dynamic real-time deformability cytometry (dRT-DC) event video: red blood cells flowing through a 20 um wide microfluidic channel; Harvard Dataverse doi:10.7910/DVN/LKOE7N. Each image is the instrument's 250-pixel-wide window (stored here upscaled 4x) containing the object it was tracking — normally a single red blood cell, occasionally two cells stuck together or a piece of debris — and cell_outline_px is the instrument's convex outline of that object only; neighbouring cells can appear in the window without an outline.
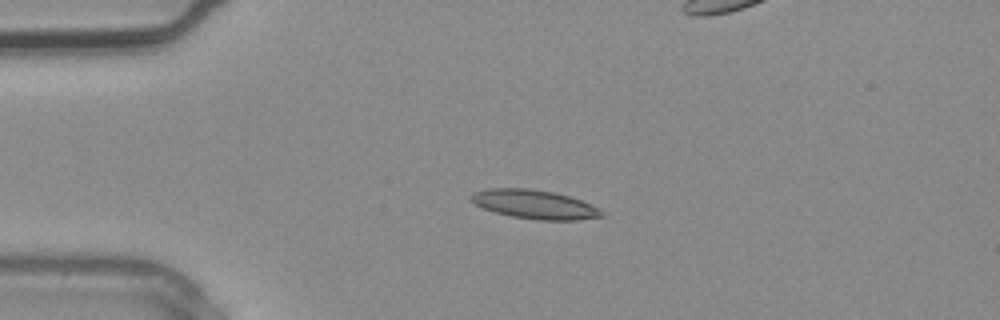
{"species": "common noctule bat (a hibernating species)", "species_latin": "Nyctalus noctula", "temperature_condition": "warm", "stored_images_in_passage": 6, "camera_frame_rate_fps": 3000, "um_per_image_px": 0.085, "animal": {"sex": "male", "body_mass_g": 20.4}, "frame": {"image": 1, "passage_image": 3, "time_ms": 0.667, "image_size_px": [1000, 320], "cell_outline_px": [[604, 216], [576, 220], [540, 220], [512, 216], [496, 212], [484, 208], [476, 204], [472, 200], [472, 196], [476, 192], [488, 188], [528, 188], [552, 192], [568, 196], [580, 200], [604, 212]], "centroid_in_image_um": [45.45, 17.37], "position_along_channel_um": 39.5, "area_um2": 21.44}}
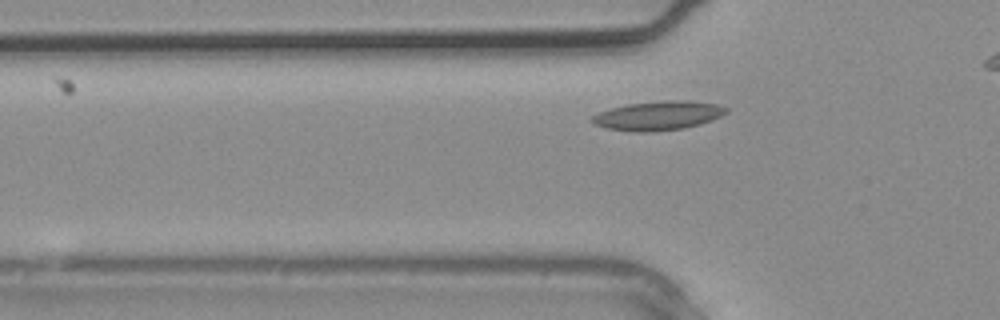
{"frame": {"image": 2, "passage_image": 5, "time_ms": 1.333, "image_size_px": [1000, 320], "cell_outline_px": [[728, 112], [712, 120], [700, 124], [684, 128], [652, 132], [632, 132], [608, 128], [596, 124], [588, 120], [592, 116], [600, 112], [612, 108], [628, 104], [668, 100], [684, 100], [716, 104], [728, 108]], "centroid_in_image_um": [55.95, 9.84], "position_along_channel_um": 69.8, "area_um2": 22.6}}